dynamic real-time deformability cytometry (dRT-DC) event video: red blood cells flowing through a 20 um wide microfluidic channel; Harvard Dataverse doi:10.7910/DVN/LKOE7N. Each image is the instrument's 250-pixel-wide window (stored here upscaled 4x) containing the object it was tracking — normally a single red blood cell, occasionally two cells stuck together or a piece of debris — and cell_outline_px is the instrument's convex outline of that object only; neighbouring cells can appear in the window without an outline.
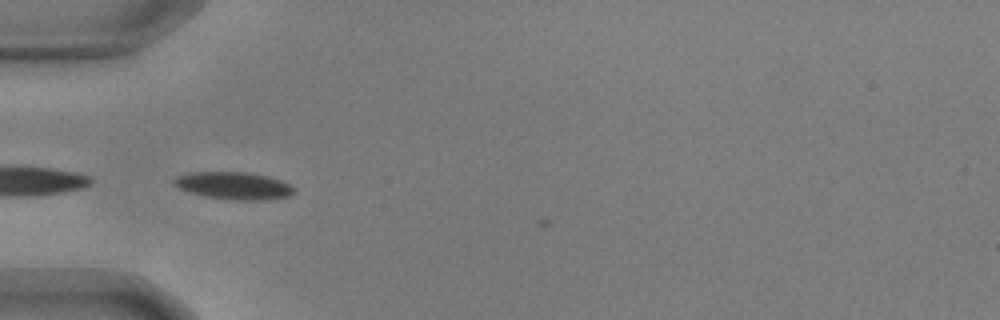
{"species": "common noctule bat (a hibernating species)", "species_latin": "Nyctalus noctula", "temperature_condition": "warm", "stored_images_in_passage": 29, "camera_frame_rate_fps": 3000, "um_per_image_px": 0.085, "animal": {"sex": "male", "body_mass_g": 17.9, "forearm_length_mm": 54.2}, "frame": {"image": 1, "passage_image": 1, "time_ms": 0.0, "image_size_px": [1000, 320], "cell_outline_px": [[296, 192], [288, 196], [268, 200], [228, 200], [204, 196], [180, 188], [172, 184], [172, 180], [176, 176], [192, 172], [244, 172], [268, 176], [280, 180], [288, 184]], "centroid_in_image_um": [19.85, 15.79], "position_along_channel_um": 65.1, "area_um2": 19.13}}
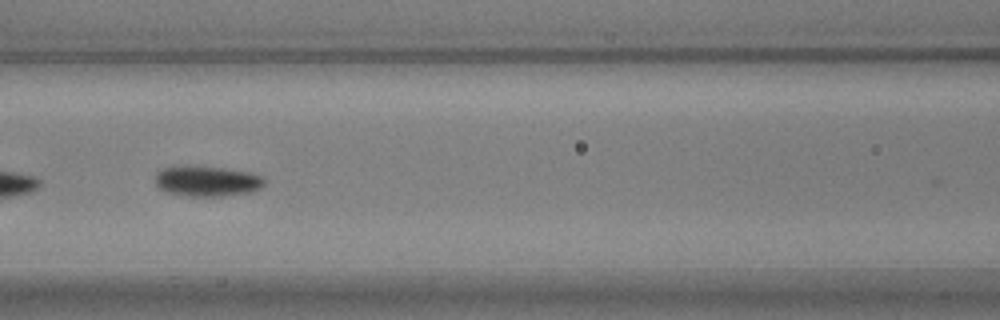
{"frame": {"image": 2, "passage_image": 8, "time_ms": 2.333, "image_size_px": [1000, 320], "cell_outline_px": [[264, 184], [260, 188], [248, 192], [224, 196], [188, 196], [164, 192], [156, 184], [156, 172], [164, 168], [224, 168], [248, 172], [264, 176]], "centroid_in_image_um": [17.63, 15.43], "position_along_channel_um": 149.0, "area_um2": 18.73}}
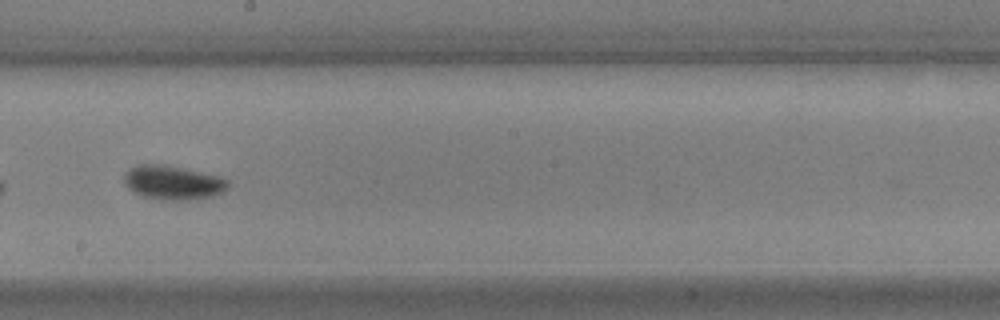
{"frame": {"image": 3, "passage_image": 15, "time_ms": 4.667, "image_size_px": [1000, 320], "cell_outline_px": [[228, 188], [224, 192], [212, 196], [188, 200], [176, 200], [144, 196], [128, 188], [124, 180], [124, 176], [128, 168], [140, 164], [164, 164], [216, 176], [228, 180]], "centroid_in_image_um": [14.69, 15.51], "position_along_channel_um": 233.5, "area_um2": 20.17}}